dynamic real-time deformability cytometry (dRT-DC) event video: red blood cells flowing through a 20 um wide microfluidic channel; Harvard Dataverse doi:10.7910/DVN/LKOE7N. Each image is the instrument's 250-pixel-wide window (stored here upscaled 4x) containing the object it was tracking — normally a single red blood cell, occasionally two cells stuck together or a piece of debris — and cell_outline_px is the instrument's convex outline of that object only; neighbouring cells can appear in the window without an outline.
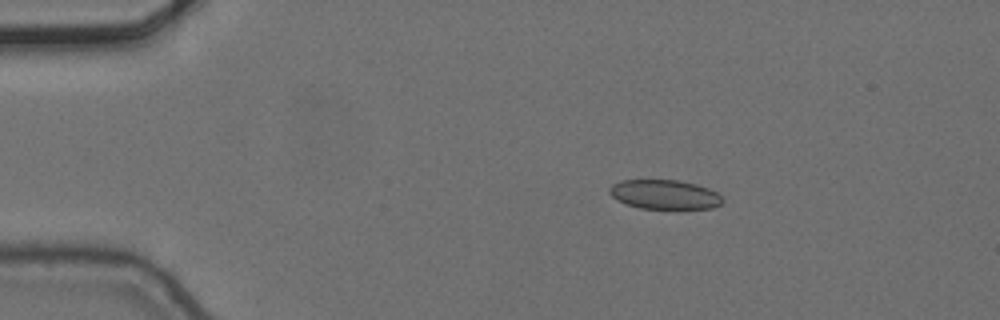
{"species": "common noctule bat (a hibernating species)", "species_latin": "Nyctalus noctula", "temperature_condition": "cold", "stored_images_in_passage": 4, "camera_frame_rate_fps": 3000, "um_per_image_px": 0.085, "animal": {"sex": "female", "body_mass_g": 24.6, "forearm_length_mm": 56.2}, "frame": {"image": 1, "passage_image": 2, "time_ms": 0.333, "image_size_px": [1000, 320], "cell_outline_px": [[724, 204], [712, 208], [640, 208], [628, 204], [612, 196], [608, 192], [608, 188], [612, 184], [620, 180], [680, 180], [696, 184], [708, 188], [716, 192], [724, 200]], "centroid_in_image_um": [56.51, 16.52], "position_along_channel_um": 28.5, "area_um2": 19.25}}